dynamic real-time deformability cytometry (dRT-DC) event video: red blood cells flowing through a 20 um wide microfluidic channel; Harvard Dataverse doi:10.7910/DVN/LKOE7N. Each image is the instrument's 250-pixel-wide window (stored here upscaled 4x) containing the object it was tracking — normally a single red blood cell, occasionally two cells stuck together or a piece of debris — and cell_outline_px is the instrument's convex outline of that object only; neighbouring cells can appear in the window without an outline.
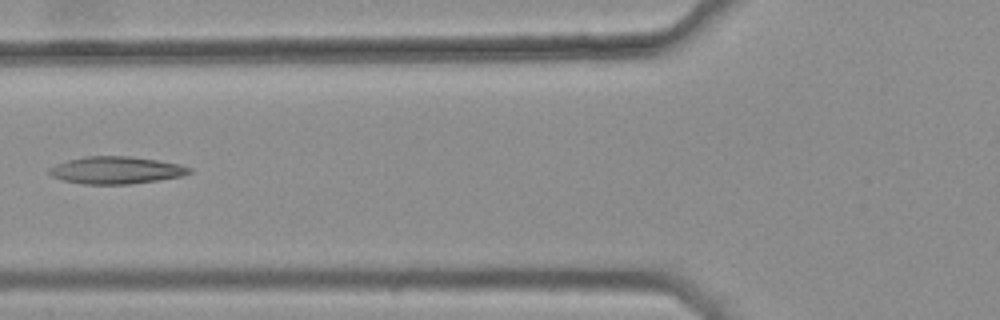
{"species": "common noctule bat (a hibernating species)", "species_latin": "Nyctalus noctula", "temperature_condition": "warm", "stored_images_in_passage": 5, "camera_frame_rate_fps": 3000, "um_per_image_px": 0.085, "animal": {"sex": "female", "body_mass_g": 25.1}, "frame": {"image": 1, "passage_image": 5, "time_ms": 1.333, "image_size_px": [1000, 320], "cell_outline_px": [[192, 172], [180, 176], [160, 180], [128, 184], [84, 184], [64, 180], [52, 176], [48, 172], [48, 168], [56, 164], [68, 160], [84, 156], [132, 156], [180, 164], [192, 168]], "centroid_in_image_um": [9.87, 14.46], "position_along_channel_um": 115.9, "area_um2": 22.25}}